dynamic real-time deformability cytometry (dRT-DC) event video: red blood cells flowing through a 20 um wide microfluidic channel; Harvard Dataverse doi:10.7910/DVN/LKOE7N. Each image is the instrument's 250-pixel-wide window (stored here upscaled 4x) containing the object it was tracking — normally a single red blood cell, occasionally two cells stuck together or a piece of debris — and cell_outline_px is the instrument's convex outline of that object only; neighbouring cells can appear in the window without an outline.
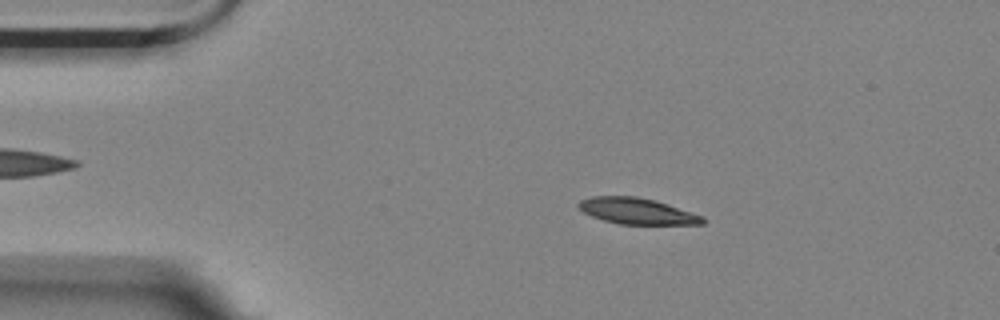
{"species": "Egyptian fruit bat (a non-hibernating species)", "species_latin": "Rousettus aegyptiacus", "temperature_condition": "room temperature", "stored_images_in_passage": 53, "camera_frame_rate_fps": 3000, "um_per_image_px": 0.085, "animal": {"sex": "female"}, "frame": {"image": 1, "passage_image": 7, "time_ms": 2.0, "image_size_px": [1000, 320], "cell_outline_px": [[708, 220], [704, 224], [620, 224], [604, 220], [592, 216], [584, 212], [576, 204], [580, 200], [592, 196], [636, 196], [656, 200], [704, 216]], "centroid_in_image_um": [54.18, 17.94], "position_along_channel_um": 30.8, "area_um2": 18.96}}
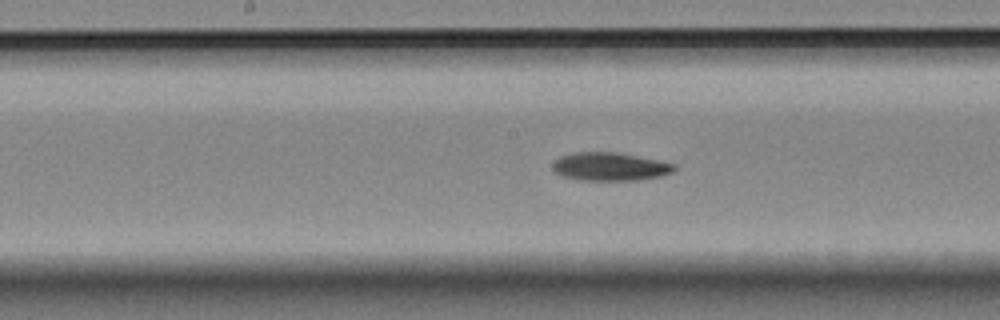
{"frame": {"image": 2, "passage_image": 25, "time_ms": 8.0, "image_size_px": [1000, 320], "cell_outline_px": [[676, 168], [672, 172], [660, 176], [636, 180], [576, 180], [560, 176], [552, 168], [552, 164], [560, 156], [576, 152], [616, 152], [660, 160], [676, 164]], "centroid_in_image_um": [51.83, 14.16], "position_along_channel_um": 196.4, "area_um2": 20.11}}
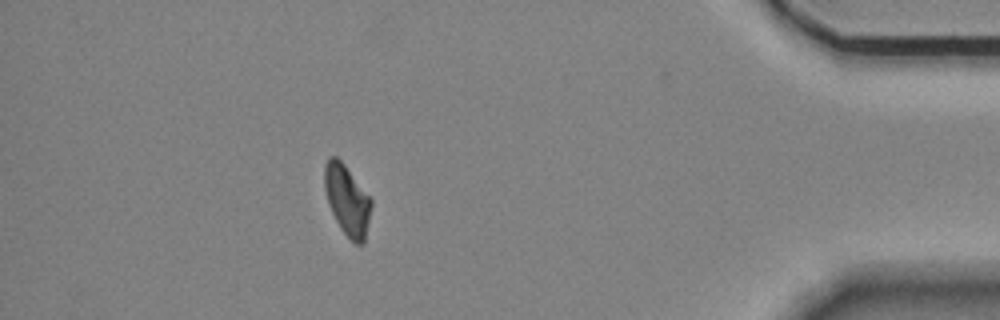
{"frame": {"image": 3, "passage_image": 47, "time_ms": 15.333, "image_size_px": [1000, 320], "cell_outline_px": [[372, 204], [364, 244], [356, 244], [340, 228], [328, 204], [324, 188], [324, 164], [328, 156], [336, 156], [344, 164], [372, 200]], "centroid_in_image_um": [29.49, 16.99], "position_along_channel_um": 405.7, "area_um2": 19.02}, "authors_computed_cell_mechanics": {"area_um2": 19.5942, "velocity_mm_per_s": 3.5091, "shape_relaxation_time_tau1_ms": 4.0089, "shape_relaxation_time_tau2_ms": null, "deformation_change_tau1": 0.1233, "deformation_change_tau2": null}}